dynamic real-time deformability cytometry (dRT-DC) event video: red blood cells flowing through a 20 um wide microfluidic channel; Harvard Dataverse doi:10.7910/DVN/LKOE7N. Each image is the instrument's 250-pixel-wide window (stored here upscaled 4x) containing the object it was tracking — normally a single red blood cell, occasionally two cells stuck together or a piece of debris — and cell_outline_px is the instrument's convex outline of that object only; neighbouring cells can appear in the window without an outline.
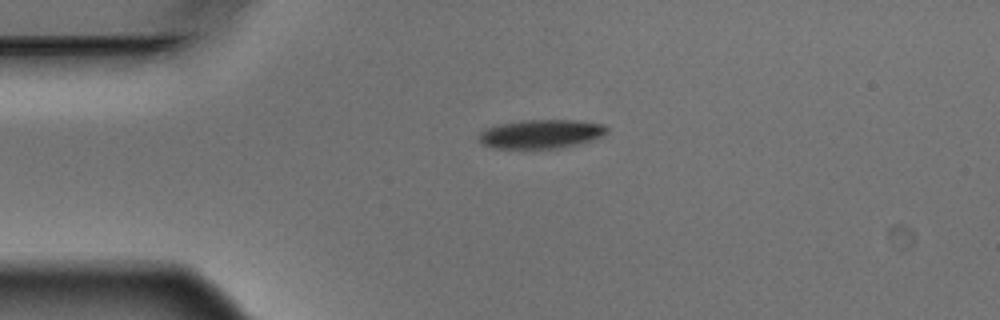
{"species": "Egyptian fruit bat (a non-hibernating species)", "species_latin": "Rousettus aegyptiacus", "temperature_condition": "warm", "stored_images_in_passage": 3, "camera_frame_rate_fps": 3000, "um_per_image_px": 0.085, "animal": {"sex": "male"}, "frame": {"image": 1, "passage_image": 3, "time_ms": 0.667, "image_size_px": [1000, 320], "cell_outline_px": [[608, 132], [592, 140], [580, 144], [564, 148], [496, 148], [484, 144], [480, 140], [480, 132], [484, 128], [500, 124], [524, 120], [576, 120], [604, 124], [608, 128]], "centroid_in_image_um": [46.03, 11.38], "position_along_channel_um": 39.0, "area_um2": 21.5}}